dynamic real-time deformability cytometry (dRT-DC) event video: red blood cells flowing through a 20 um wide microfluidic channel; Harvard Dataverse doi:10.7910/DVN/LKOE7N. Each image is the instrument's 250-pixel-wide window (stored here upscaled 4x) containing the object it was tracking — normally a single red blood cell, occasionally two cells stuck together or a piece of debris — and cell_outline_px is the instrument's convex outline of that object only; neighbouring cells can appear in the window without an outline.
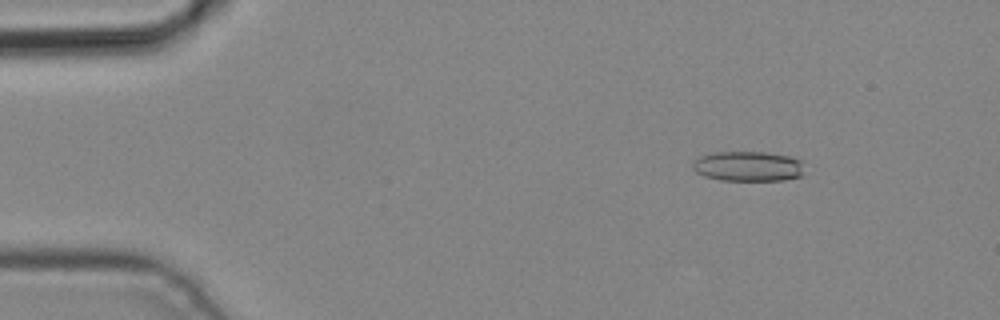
{"species": "common noctule bat (a hibernating species)", "species_latin": "Nyctalus noctula", "temperature_condition": "cold", "stored_images_in_passage": 4, "camera_frame_rate_fps": 3000, "um_per_image_px": 0.085, "animal": {"sex": "male", "body_mass_g": 19.2, "forearm_length_mm": 51.8}, "frame": {"image": 1, "passage_image": 2, "time_ms": 0.333, "image_size_px": [1000, 320], "cell_outline_px": [[804, 176], [784, 180], [720, 180], [704, 176], [696, 172], [692, 168], [692, 160], [700, 156], [712, 152], [764, 152], [788, 156], [800, 160], [804, 172]], "centroid_in_image_um": [63.56, 14.13], "position_along_channel_um": 21.4, "area_um2": 19.71}}